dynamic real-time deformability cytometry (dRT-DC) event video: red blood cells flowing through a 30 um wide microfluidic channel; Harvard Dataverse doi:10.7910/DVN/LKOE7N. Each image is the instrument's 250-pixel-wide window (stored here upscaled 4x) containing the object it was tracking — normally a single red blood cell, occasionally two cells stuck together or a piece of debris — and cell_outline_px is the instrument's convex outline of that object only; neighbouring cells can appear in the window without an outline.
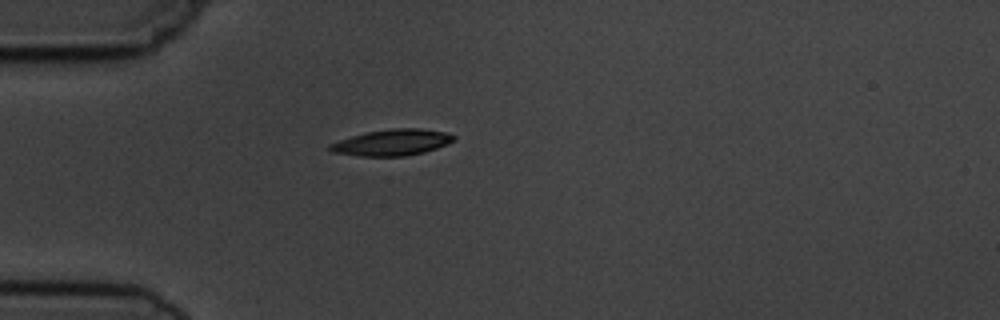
{"species": "common noctule bat (a hibernating species)", "species_latin": "Nyctalus noctula", "temperature_condition": "cold", "stored_images_in_passage": 1, "camera_frame_rate_fps": 3000, "um_per_image_px": 0.085, "animal": {"sex": "male", "body_mass_g": 19.5, "forearm_length_mm": 54.6}, "frame": {"image": 1, "passage_image": 1, "time_ms": 0.0, "image_size_px": [1000, 320], "cell_outline_px": [[456, 140], [448, 144], [424, 152], [404, 156], [360, 156], [332, 152], [328, 148], [328, 144], [352, 136], [368, 132], [392, 128], [420, 128], [444, 132], [456, 136]], "centroid_in_image_um": [33.34, 12.11], "position_along_channel_um": 51.7, "area_um2": 18.84}}